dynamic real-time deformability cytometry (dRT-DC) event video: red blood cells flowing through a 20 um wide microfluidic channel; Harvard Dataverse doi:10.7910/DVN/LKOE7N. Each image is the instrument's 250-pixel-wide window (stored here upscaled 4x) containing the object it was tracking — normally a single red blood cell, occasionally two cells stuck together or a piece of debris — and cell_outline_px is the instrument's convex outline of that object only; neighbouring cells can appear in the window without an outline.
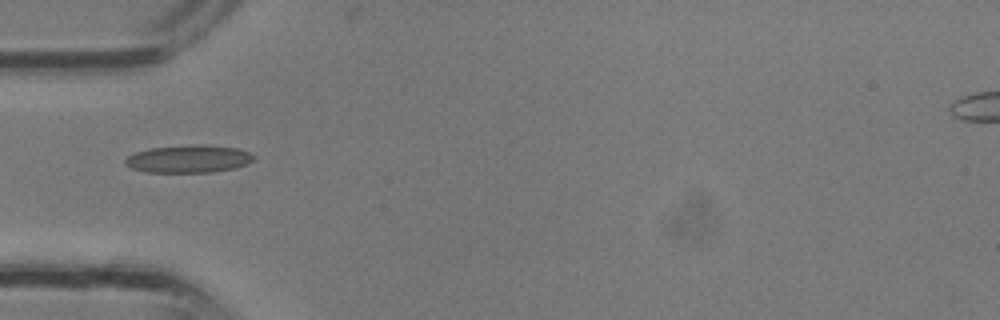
{"species": "common noctule bat (a hibernating species)", "species_latin": "Nyctalus noctula", "temperature_condition": "room temperature", "stored_images_in_passage": 24, "camera_frame_rate_fps": 3000, "um_per_image_px": 0.085, "animal": {"sex": "male", "body_mass_g": 13.3}, "frame": {"image": 1, "passage_image": 1, "time_ms": 0.0, "image_size_px": [1000, 320], "cell_outline_px": [[256, 156], [252, 160], [244, 164], [232, 168], [212, 172], [144, 172], [132, 168], [124, 164], [124, 160], [128, 156], [136, 152], [148, 148], [196, 144], [236, 148], [248, 152]], "centroid_in_image_um": [15.97, 13.5], "position_along_channel_um": 69.0, "area_um2": 20.52}}
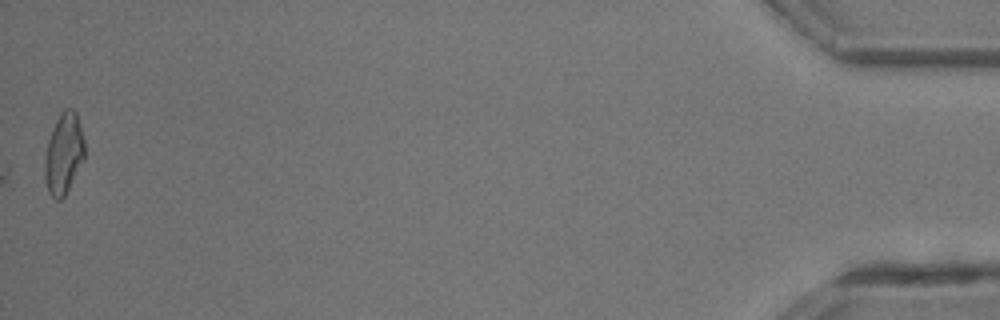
{"frame": {"image": 2, "passage_image": 24, "time_ms": 7.667, "image_size_px": [1000, 320], "cell_outline_px": [[84, 160], [64, 196], [60, 200], [56, 200], [48, 192], [44, 176], [44, 156], [48, 140], [56, 120], [64, 108], [72, 108], [76, 112], [80, 124], [84, 140]], "centroid_in_image_um": [5.41, 13.05], "position_along_channel_um": 429.8, "area_um2": 18.84}}